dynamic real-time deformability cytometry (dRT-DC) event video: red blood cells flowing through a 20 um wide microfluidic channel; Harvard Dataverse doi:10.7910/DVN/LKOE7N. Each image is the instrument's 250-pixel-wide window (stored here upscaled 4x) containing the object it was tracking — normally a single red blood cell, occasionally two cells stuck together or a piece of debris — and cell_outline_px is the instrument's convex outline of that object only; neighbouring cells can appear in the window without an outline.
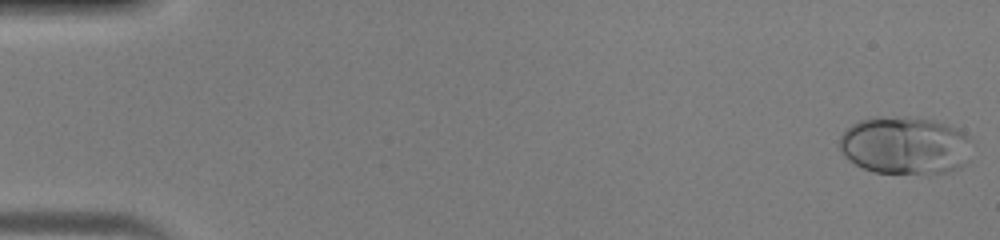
{"species": "human", "species_latin": "Homo sapiens", "temperature_condition": "warm", "stored_images_in_passage": 45, "camera_frame_rate_fps": 3000, "um_per_image_px": 0.085, "donor": {"sex": "male"}, "frame": {"image": 1, "passage_image": 1, "time_ms": 0.0, "image_size_px": [1000, 240], "cell_outline_px": [[968, 160], [960, 168], [948, 172], [876, 172], [864, 168], [856, 164], [844, 156], [840, 148], [840, 136], [852, 124], [860, 120], [876, 116], [932, 120], [956, 128], [964, 132], [968, 136]], "centroid_in_image_um": [76.9, 12.36], "position_along_channel_um": 8.1, "area_um2": 43.7}}
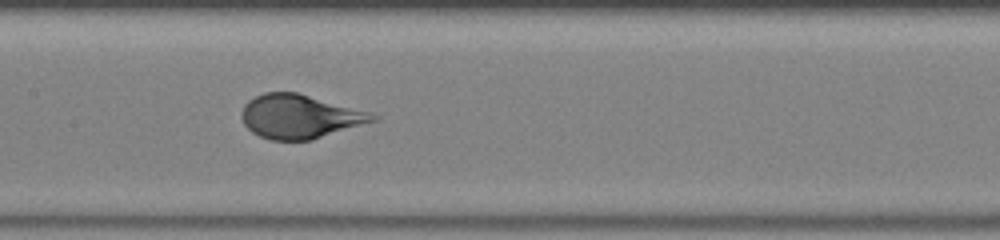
{"frame": {"image": 2, "passage_image": 23, "time_ms": 7.333, "image_size_px": [1000, 240], "cell_outline_px": [[380, 116], [376, 120], [312, 140], [272, 140], [260, 136], [252, 132], [244, 124], [240, 116], [244, 104], [248, 100], [264, 92], [296, 92], [372, 112]], "centroid_in_image_um": [25.47, 9.9], "position_along_channel_um": 181.9, "area_um2": 33.47}}
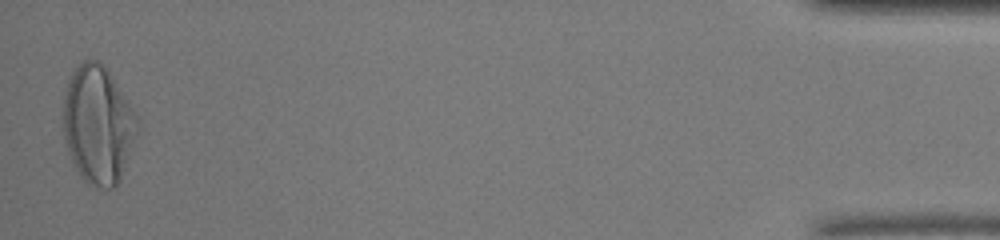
{"frame": {"image": 3, "passage_image": 45, "time_ms": 14.667, "image_size_px": [1000, 240], "cell_outline_px": [[140, 124], [120, 180], [116, 188], [96, 188], [88, 184], [80, 176], [72, 160], [64, 136], [64, 96], [68, 80], [72, 72], [84, 60], [96, 60], [104, 64], [136, 116]], "centroid_in_image_um": [8.33, 10.63], "position_along_channel_um": 426.9, "area_um2": 50.34}}